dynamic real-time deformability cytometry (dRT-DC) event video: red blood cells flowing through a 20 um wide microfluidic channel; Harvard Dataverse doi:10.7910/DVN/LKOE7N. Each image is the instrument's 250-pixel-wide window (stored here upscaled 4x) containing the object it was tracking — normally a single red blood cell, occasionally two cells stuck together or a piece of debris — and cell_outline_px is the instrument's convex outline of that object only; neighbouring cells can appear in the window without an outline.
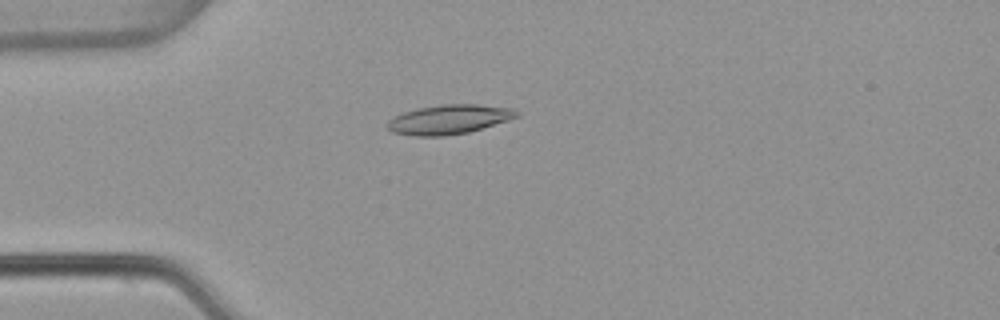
{"species": "common noctule bat (a hibernating species)", "species_latin": "Nyctalus noctula", "temperature_condition": "warm", "stored_images_in_passage": 53, "camera_frame_rate_fps": 3000, "um_per_image_px": 0.085, "animal": {"sex": "female", "body_mass_g": 22.7, "forearm_length_mm": 54.2}, "frame": {"image": 1, "passage_image": 14, "time_ms": 4.333, "image_size_px": [1000, 320], "cell_outline_px": [[520, 116], [508, 120], [468, 132], [444, 136], [412, 136], [392, 132], [388, 128], [388, 120], [404, 112], [420, 108], [444, 104], [476, 104], [512, 108], [520, 112]], "centroid_in_image_um": [38.19, 10.15], "position_along_channel_um": 46.8, "area_um2": 21.96}}
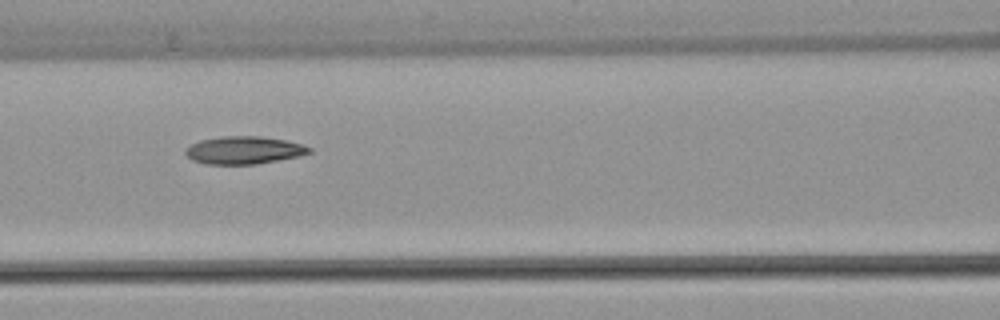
{"frame": {"image": 2, "passage_image": 23, "time_ms": 7.333, "image_size_px": [1000, 320], "cell_outline_px": [[312, 152], [300, 156], [256, 164], [204, 164], [192, 160], [184, 152], [184, 148], [200, 140], [220, 136], [260, 136], [288, 140], [312, 148]], "centroid_in_image_um": [20.73, 12.76], "position_along_channel_um": 145.9, "area_um2": 20.11}}
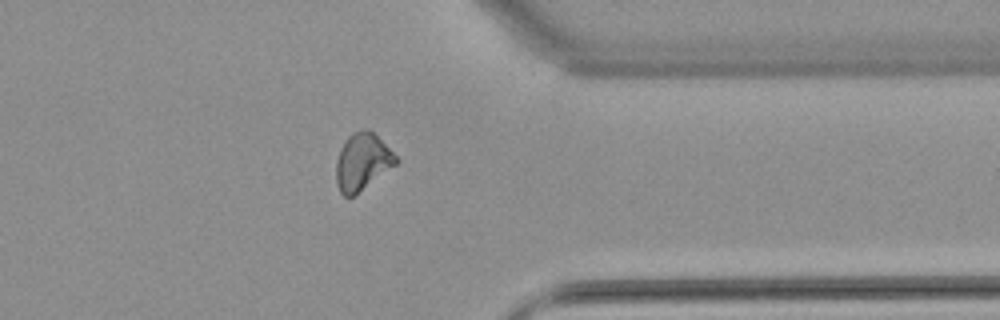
{"frame": {"image": 3, "passage_image": 42, "time_ms": 13.667, "image_size_px": [1000, 320], "cell_outline_px": [[400, 160], [396, 164], [352, 196], [344, 196], [340, 192], [336, 184], [336, 160], [340, 148], [344, 140], [352, 132], [360, 128], [368, 128]], "centroid_in_image_um": [30.75, 13.71], "position_along_channel_um": 380.6, "area_um2": 19.59}, "authors_computed_cell_mechanics": {"area_um2": 20.1144, "velocity_mm_per_s": 3.8447, "shape_relaxation_time_tau1_ms": null, "shape_relaxation_time_tau2_ms": 6.0741, "deformation_change_tau1": null, "deformation_change_tau2": 0.1374}}